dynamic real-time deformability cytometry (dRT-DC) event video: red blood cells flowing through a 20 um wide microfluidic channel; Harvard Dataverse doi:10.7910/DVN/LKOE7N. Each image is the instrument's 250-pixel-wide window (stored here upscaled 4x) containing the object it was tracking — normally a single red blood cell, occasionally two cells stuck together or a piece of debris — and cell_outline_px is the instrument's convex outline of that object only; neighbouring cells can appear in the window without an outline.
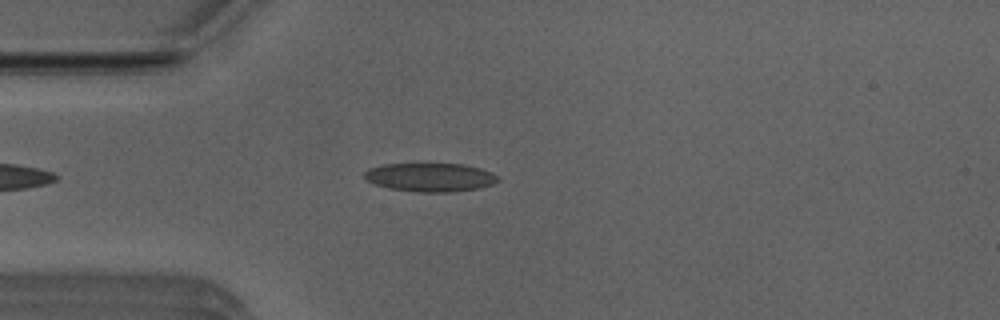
{"species": "Egyptian fruit bat (a non-hibernating species)", "species_latin": "Rousettus aegyptiacus", "temperature_condition": "room temperature", "stored_images_in_passage": 41, "camera_frame_rate_fps": 3000, "um_per_image_px": 0.085, "animal": {"sex": "male"}, "frame": {"image": 1, "passage_image": 6, "time_ms": 1.667, "image_size_px": [1000, 320], "cell_outline_px": [[500, 180], [492, 184], [480, 188], [452, 192], [420, 192], [388, 188], [376, 184], [368, 180], [364, 176], [364, 172], [368, 168], [384, 164], [464, 164], [480, 168], [492, 172]], "centroid_in_image_um": [36.58, 15.07], "position_along_channel_um": 48.4, "area_um2": 22.2}}
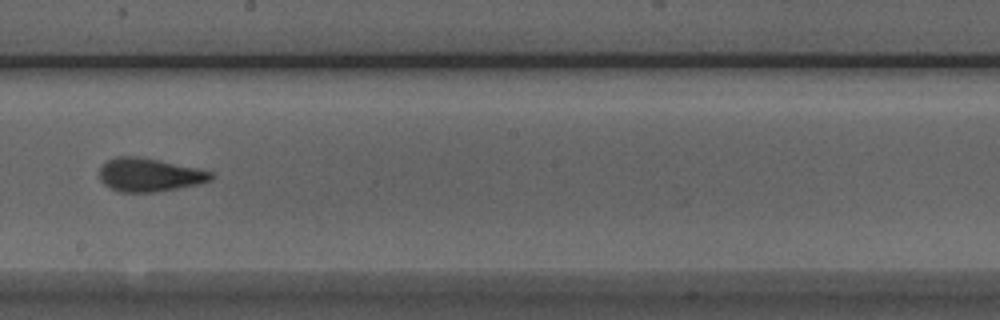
{"frame": {"image": 2, "passage_image": 21, "time_ms": 6.667, "image_size_px": [1000, 320], "cell_outline_px": [[216, 176], [212, 180], [196, 184], [156, 192], [120, 192], [104, 184], [100, 180], [100, 168], [108, 160], [116, 156], [136, 156], [160, 160], [196, 168], [212, 172]], "centroid_in_image_um": [12.7, 14.86], "position_along_channel_um": 235.5, "area_um2": 21.56}}
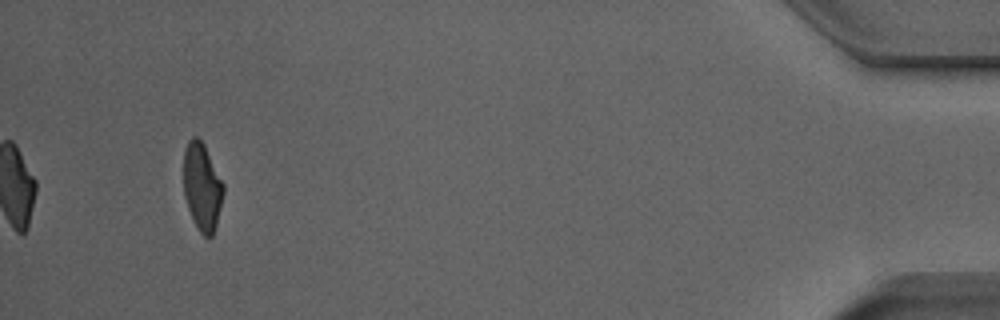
{"frame": {"image": 3, "passage_image": 41, "time_ms": 13.333, "image_size_px": [1000, 320], "cell_outline_px": [[224, 192], [216, 224], [212, 236], [208, 240], [200, 232], [188, 208], [184, 196], [184, 152], [188, 140], [192, 136], [196, 136], [204, 144], [224, 184]], "centroid_in_image_um": [17.18, 15.87], "position_along_channel_um": 418.0, "area_um2": 20.17}, "authors_computed_cell_mechanics": {"area_um2": 21.6172, "velocity_mm_per_s": 3.9426, "shape_relaxation_time_tau1_ms": 6.3337, "shape_relaxation_time_tau2_ms": 1.3046, "deformation_change_tau1": 0.1881, "deformation_change_tau2": 0.079}}